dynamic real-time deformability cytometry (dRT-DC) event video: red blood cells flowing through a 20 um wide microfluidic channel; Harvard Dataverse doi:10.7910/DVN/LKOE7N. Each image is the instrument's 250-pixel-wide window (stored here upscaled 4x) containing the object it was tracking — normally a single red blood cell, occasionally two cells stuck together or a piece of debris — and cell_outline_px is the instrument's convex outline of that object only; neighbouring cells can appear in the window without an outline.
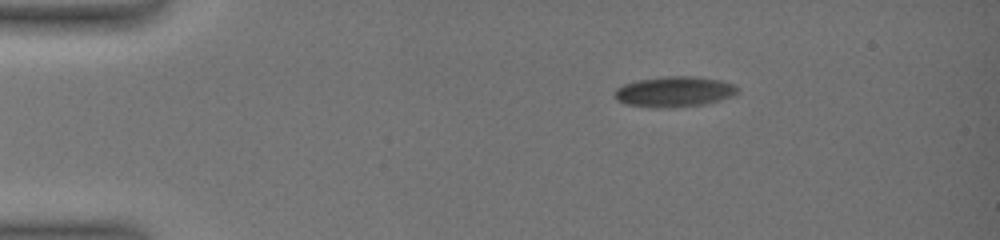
{"species": "common noctule bat (a hibernating species)", "species_latin": "Nyctalus noctula", "temperature_condition": "warm", "stored_images_in_passage": 105, "camera_frame_rate_fps": 3000, "um_per_image_px": 0.085, "animal": {"sex": "female", "body_mass_g": 19.0, "forearm_length_mm": 51.5}, "frame": {"image": 1, "passage_image": 1, "time_ms": 0.0, "image_size_px": [1000, 240], "cell_outline_px": [[740, 92], [732, 96], [720, 100], [704, 104], [664, 108], [652, 108], [624, 104], [616, 100], [612, 96], [616, 88], [624, 84], [636, 80], [668, 76], [696, 76], [720, 80], [736, 84]], "centroid_in_image_um": [57.29, 7.79], "position_along_channel_um": 27.7, "area_um2": 22.2}}
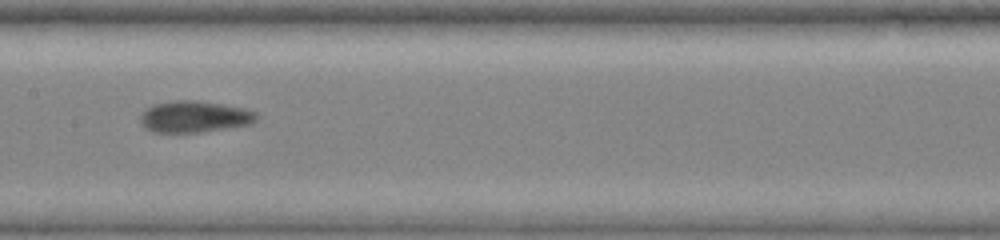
{"frame": {"image": 2, "passage_image": 52, "time_ms": 6.667, "image_size_px": [1000, 240], "cell_outline_px": [[256, 120], [252, 124], [228, 128], [200, 132], [152, 132], [144, 128], [140, 120], [140, 116], [144, 108], [152, 104], [176, 100], [196, 100], [244, 108], [256, 112]], "centroid_in_image_um": [16.48, 9.92], "position_along_channel_um": 190.9, "area_um2": 21.44}}
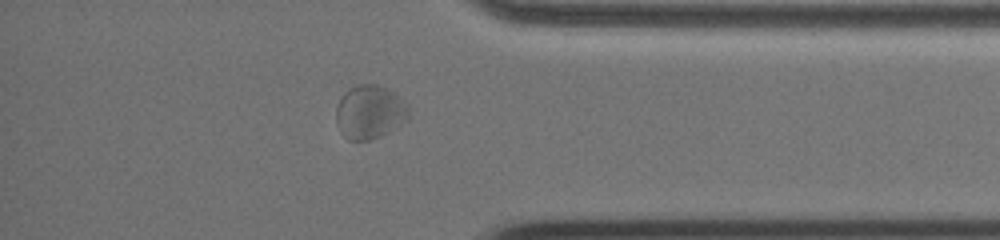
{"frame": {"image": 3, "passage_image": 88, "time_ms": 12.667, "image_size_px": [1000, 240], "cell_outline_px": [[408, 116], [376, 136], [368, 140], [348, 140], [340, 132], [336, 124], [336, 108], [344, 92], [356, 84], [376, 84], [392, 92], [408, 104]], "centroid_in_image_um": [31.33, 9.49], "position_along_channel_um": 403.9, "area_um2": 21.85}, "authors_computed_cell_mechanics": {"area_um2": 21.2126, "velocity_mm_per_s": 3.5921, "shape_relaxation_time_tau1_ms": null, "shape_relaxation_time_tau2_ms": 1.899, "deformation_change_tau1": null, "deformation_change_tau2": 0.0578}}